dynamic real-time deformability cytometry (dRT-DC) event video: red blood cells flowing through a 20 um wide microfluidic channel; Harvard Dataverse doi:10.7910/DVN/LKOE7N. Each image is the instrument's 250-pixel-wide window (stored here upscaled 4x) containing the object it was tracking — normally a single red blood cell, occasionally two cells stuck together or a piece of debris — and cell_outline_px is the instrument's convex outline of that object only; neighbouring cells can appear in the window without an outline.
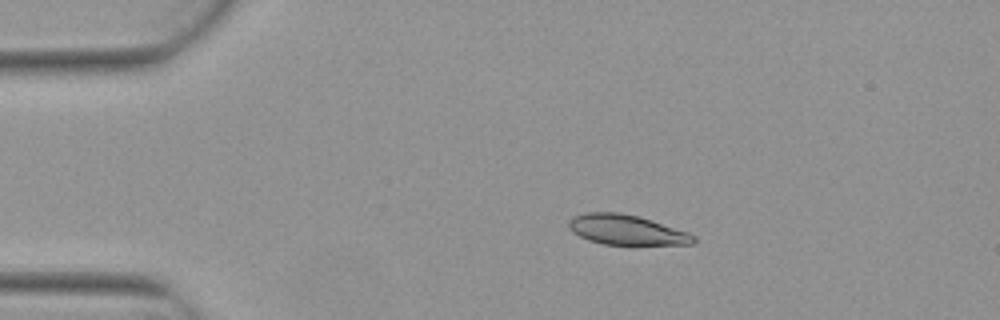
{"species": "Egyptian fruit bat (a non-hibernating species)", "species_latin": "Rousettus aegyptiacus", "temperature_condition": "warm", "stored_images_in_passage": 5, "camera_frame_rate_fps": 3000, "um_per_image_px": 0.085, "animal": {"sex": "female"}, "frame": {"image": 1, "passage_image": 3, "time_ms": 0.667, "image_size_px": [1000, 320], "cell_outline_px": [[696, 240], [692, 244], [604, 244], [588, 240], [572, 232], [568, 228], [568, 220], [572, 216], [584, 212], [620, 212], [640, 216], [688, 232], [696, 236]], "centroid_in_image_um": [53.21, 19.51], "position_along_channel_um": 31.8, "area_um2": 21.91}}
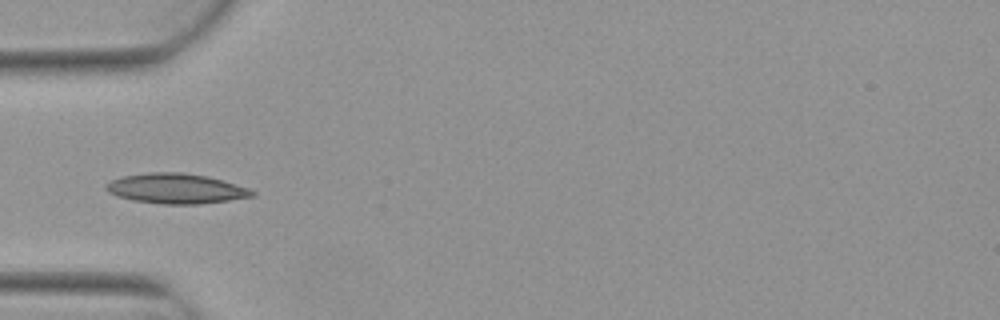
{"frame": {"image": 2, "passage_image": 5, "time_ms": 1.333, "image_size_px": [1000, 320], "cell_outline_px": [[256, 196], [200, 204], [164, 204], [132, 200], [108, 192], [104, 188], [104, 184], [112, 180], [124, 176], [148, 172], [180, 172], [208, 176], [248, 188], [256, 192]], "centroid_in_image_um": [14.96, 16.02], "position_along_channel_um": 70.0, "area_um2": 25.49}}